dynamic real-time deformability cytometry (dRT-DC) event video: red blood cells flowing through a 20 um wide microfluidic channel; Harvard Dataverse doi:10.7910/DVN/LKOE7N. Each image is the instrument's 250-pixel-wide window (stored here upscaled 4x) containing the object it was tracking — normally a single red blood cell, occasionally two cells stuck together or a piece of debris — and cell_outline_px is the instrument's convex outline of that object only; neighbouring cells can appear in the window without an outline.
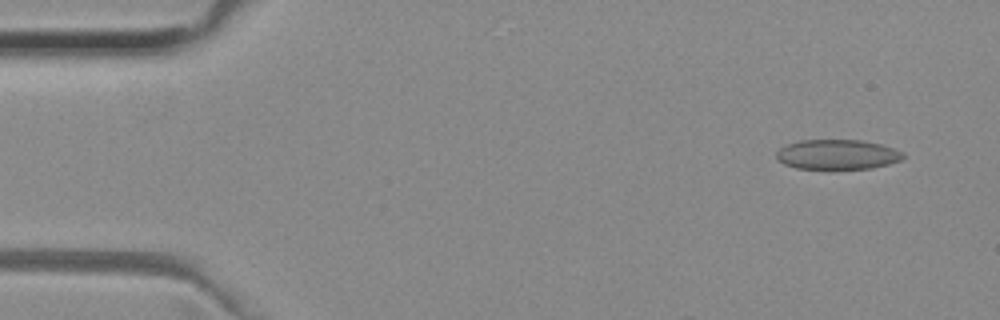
{"species": "common noctule bat (a hibernating species)", "species_latin": "Nyctalus noctula", "temperature_condition": "room temperature", "stored_images_in_passage": 10, "camera_frame_rate_fps": 3000, "um_per_image_px": 0.085, "animal": {"sex": "female", "body_mass_g": 29.2, "forearm_length_mm": 56.3}, "frame": {"image": 1, "passage_image": 1, "time_ms": 0.0, "image_size_px": [1000, 320], "cell_outline_px": [[904, 156], [900, 160], [888, 164], [872, 168], [796, 168], [784, 164], [776, 156], [776, 152], [780, 148], [788, 144], [800, 140], [860, 140], [880, 144], [904, 152]], "centroid_in_image_um": [71.17, 13.12], "position_along_channel_um": 13.8, "area_um2": 21.73}}